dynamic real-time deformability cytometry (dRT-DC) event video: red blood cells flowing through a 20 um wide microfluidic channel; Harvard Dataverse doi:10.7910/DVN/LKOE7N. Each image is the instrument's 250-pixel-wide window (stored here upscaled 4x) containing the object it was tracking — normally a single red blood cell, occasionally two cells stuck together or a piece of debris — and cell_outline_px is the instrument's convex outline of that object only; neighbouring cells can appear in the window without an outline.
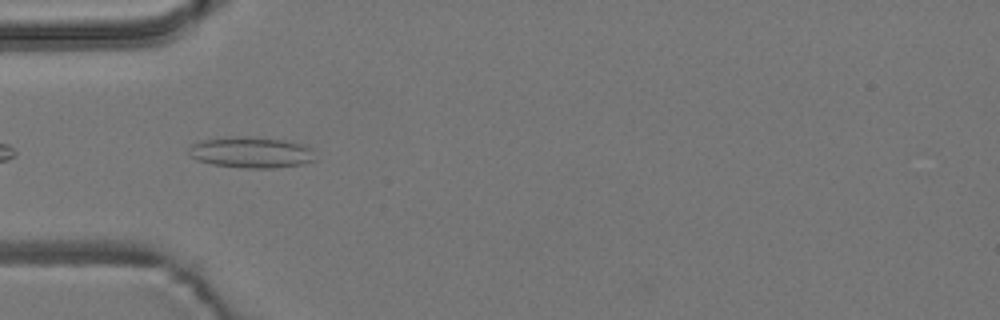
{"species": "common noctule bat (a hibernating species)", "species_latin": "Nyctalus noctula", "temperature_condition": "room temperature", "stored_images_in_passage": 11, "camera_frame_rate_fps": 3000, "um_per_image_px": 0.085, "animal": {"sex": "male", "body_mass_g": 19.2, "forearm_length_mm": 51.8}, "frame": {"image": 1, "passage_image": 2, "time_ms": 0.333, "image_size_px": [1000, 320], "cell_outline_px": [[316, 160], [300, 164], [276, 168], [244, 168], [212, 164], [196, 160], [188, 152], [188, 148], [192, 144], [204, 140], [236, 136], [244, 136], [284, 140], [300, 144], [312, 148]], "centroid_in_image_um": [21.35, 12.96], "position_along_channel_um": 63.7, "area_um2": 22.77}}